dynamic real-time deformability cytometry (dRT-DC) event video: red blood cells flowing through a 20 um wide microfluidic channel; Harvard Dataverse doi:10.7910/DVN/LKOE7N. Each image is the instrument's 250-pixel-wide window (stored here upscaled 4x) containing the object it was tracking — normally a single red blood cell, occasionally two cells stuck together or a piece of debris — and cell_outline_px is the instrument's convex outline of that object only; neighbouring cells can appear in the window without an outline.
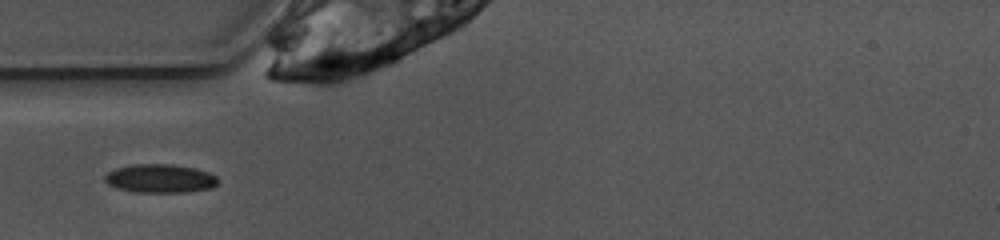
{"species": "common noctule bat (a hibernating species)", "species_latin": "Nyctalus noctula", "temperature_condition": "warm", "stored_images_in_passage": 37, "camera_frame_rate_fps": 3000, "um_per_image_px": 0.085, "animal": {"sex": "female", "body_mass_g": 10.0, "forearm_length_mm": 53.1}, "frame": {"image": 1, "passage_image": 1, "time_ms": 0.0, "image_size_px": [1000, 240], "cell_outline_px": [[216, 184], [212, 188], [188, 192], [136, 192], [116, 188], [108, 184], [104, 180], [104, 176], [108, 172], [116, 168], [132, 164], [172, 164], [196, 168], [208, 172], [216, 176]], "centroid_in_image_um": [13.59, 15.17], "position_along_channel_um": 71.4, "area_um2": 18.9}}
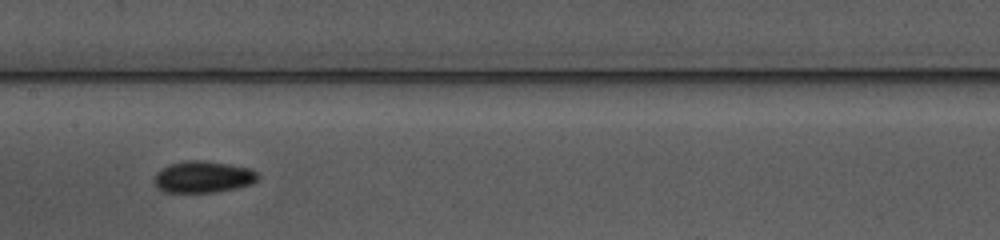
{"frame": {"image": 2, "passage_image": 10, "time_ms": 3.0, "image_size_px": [1000, 240], "cell_outline_px": [[260, 176], [252, 184], [236, 188], [216, 192], [164, 192], [156, 188], [156, 172], [168, 164], [192, 160], [200, 160], [232, 164], [248, 168], [256, 172]], "centroid_in_image_um": [17.28, 15.04], "position_along_channel_um": 190.1, "area_um2": 19.07}}
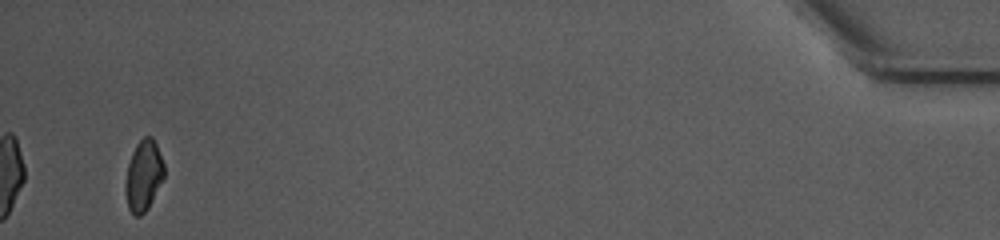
{"frame": {"image": 3, "passage_image": 35, "time_ms": 11.333, "image_size_px": [1000, 240], "cell_outline_px": [[164, 176], [148, 208], [140, 216], [136, 216], [128, 208], [124, 192], [124, 180], [128, 164], [132, 152], [136, 144], [144, 136], [152, 136], [156, 144], [164, 164]], "centroid_in_image_um": [12.17, 14.92], "position_along_channel_um": 423.0, "area_um2": 16.01}}